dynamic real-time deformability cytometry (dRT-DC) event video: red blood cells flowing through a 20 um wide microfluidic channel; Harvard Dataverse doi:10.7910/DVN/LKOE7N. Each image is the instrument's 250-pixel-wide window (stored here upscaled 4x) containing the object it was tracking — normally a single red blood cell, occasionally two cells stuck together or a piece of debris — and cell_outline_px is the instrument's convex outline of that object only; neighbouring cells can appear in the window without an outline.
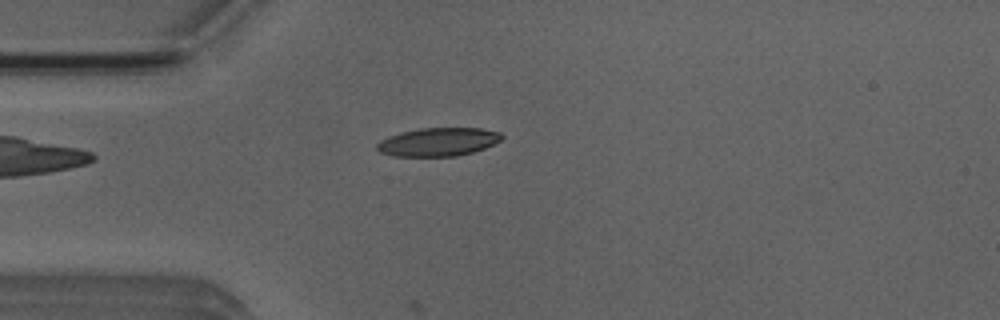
{"species": "Egyptian fruit bat (a non-hibernating species)", "species_latin": "Rousettus aegyptiacus", "temperature_condition": "room temperature", "stored_images_in_passage": 4, "camera_frame_rate_fps": 3000, "um_per_image_px": 0.085, "animal": {"sex": "male"}, "frame": {"image": 1, "passage_image": 4, "time_ms": 3.333, "image_size_px": [1000, 320], "cell_outline_px": [[504, 136], [500, 140], [484, 148], [472, 152], [456, 156], [392, 156], [380, 152], [376, 148], [376, 144], [380, 140], [388, 136], [400, 132], [420, 128], [480, 128], [500, 132]], "centroid_in_image_um": [37.21, 12.06], "position_along_channel_um": 47.8, "area_um2": 20.63}}